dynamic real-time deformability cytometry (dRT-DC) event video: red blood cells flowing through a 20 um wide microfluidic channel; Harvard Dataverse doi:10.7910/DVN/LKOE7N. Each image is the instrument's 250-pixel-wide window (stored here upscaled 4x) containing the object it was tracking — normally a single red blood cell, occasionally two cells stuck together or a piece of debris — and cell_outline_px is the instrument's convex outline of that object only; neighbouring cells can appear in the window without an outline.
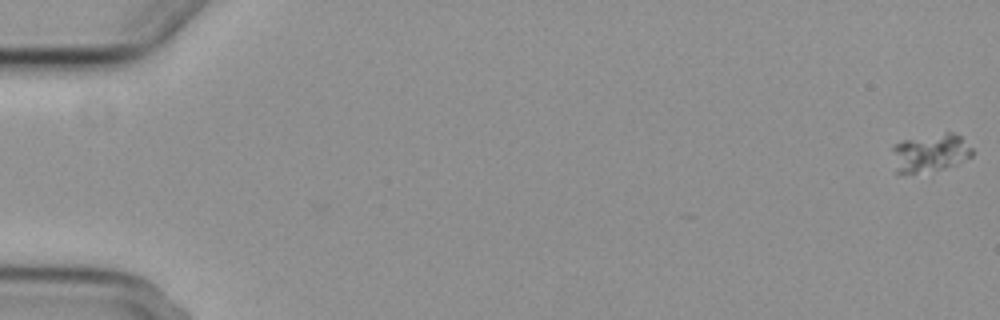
{"species": "common noctule bat (a hibernating species)", "species_latin": "Nyctalus noctula", "temperature_condition": "cold", "stored_images_in_passage": 10, "camera_frame_rate_fps": 3000, "um_per_image_px": 0.085, "animal": {"sex": "female", "body_mass_g": 29.2, "forearm_length_mm": 56.3}, "frame": {"image": 1, "passage_image": 1, "time_ms": 0.0, "image_size_px": [1000, 320], "cell_outline_px": [[972, 156], [956, 164], [944, 168], [916, 172], [896, 172], [892, 148], [892, 144], [904, 140], [944, 132], [952, 132], [960, 136], [972, 148]], "centroid_in_image_um": [79.08, 12.96], "position_along_channel_um": 5.9, "area_um2": 17.46}}
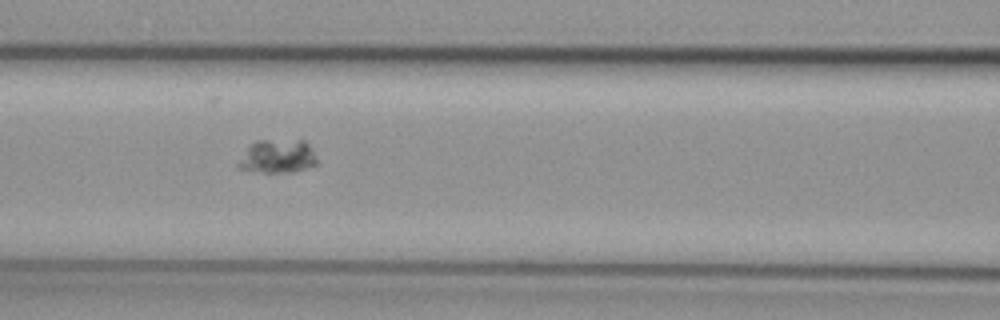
{"frame": {"image": 2, "passage_image": 7, "time_ms": 8.333, "image_size_px": [1000, 320], "cell_outline_px": [[316, 164], [292, 172], [264, 172], [240, 168], [236, 164], [248, 148], [256, 140], [304, 140], [312, 148], [316, 160]], "centroid_in_image_um": [23.6, 13.28], "position_along_channel_um": 143.0, "area_um2": 15.03}}
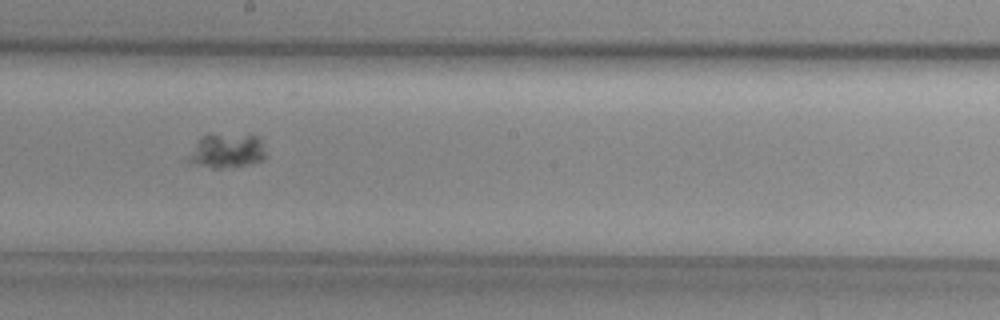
{"frame": {"image": 3, "passage_image": 9, "time_ms": 10.667, "image_size_px": [1000, 320], "cell_outline_px": [[264, 160], [248, 164], [220, 168], [212, 168], [184, 160], [200, 136], [208, 132], [212, 132], [256, 136], [260, 140], [264, 152]], "centroid_in_image_um": [19.2, 12.78], "position_along_channel_um": 229.0, "area_um2": 15.72}}